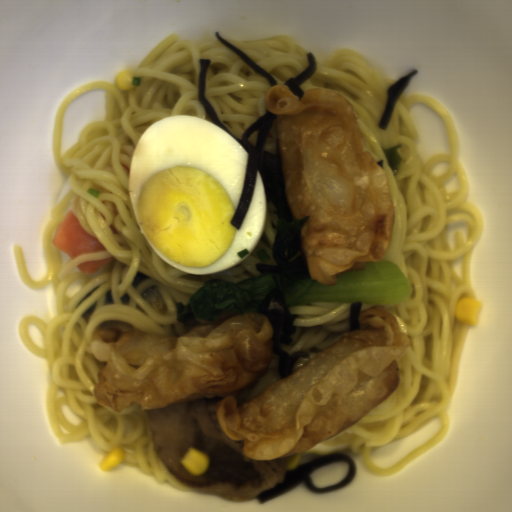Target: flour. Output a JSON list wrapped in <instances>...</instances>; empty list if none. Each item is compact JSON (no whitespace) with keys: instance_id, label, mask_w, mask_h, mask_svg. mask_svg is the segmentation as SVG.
Wrapping results in <instances>:
<instances>
[{"instance_id":"c2a2500e","label":"flour","mask_w":512,"mask_h":512,"mask_svg":"<svg viewBox=\"0 0 512 512\" xmlns=\"http://www.w3.org/2000/svg\"><path fill=\"white\" fill-rule=\"evenodd\" d=\"M349 331L289 376L239 405L238 396L267 371L274 328L266 315L238 314L199 324L182 337L100 328L89 350L104 367L95 399L120 412L222 397L217 420L247 458L293 456L331 439L369 414L400 386L397 361L411 340L393 313L370 308Z\"/></svg>"},{"instance_id":"a7fe0414","label":"flour","mask_w":512,"mask_h":512,"mask_svg":"<svg viewBox=\"0 0 512 512\" xmlns=\"http://www.w3.org/2000/svg\"><path fill=\"white\" fill-rule=\"evenodd\" d=\"M265 107L277 118L284 188L300 227L310 279L335 285L340 275L379 263L396 218L386 172L370 151L351 103L336 90L300 98L272 85Z\"/></svg>"}]
</instances>
